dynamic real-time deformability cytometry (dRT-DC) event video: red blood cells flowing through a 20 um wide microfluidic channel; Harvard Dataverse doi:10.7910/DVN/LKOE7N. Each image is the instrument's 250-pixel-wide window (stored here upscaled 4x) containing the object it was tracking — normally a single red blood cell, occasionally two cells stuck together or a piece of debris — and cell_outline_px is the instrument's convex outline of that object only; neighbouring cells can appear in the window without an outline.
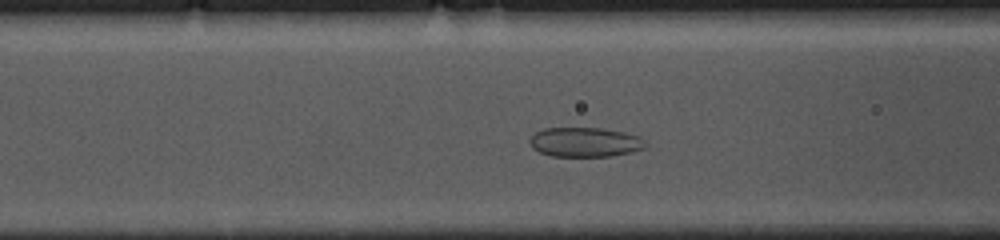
{"species": "common noctule bat (a hibernating species)", "species_latin": "Nyctalus noctula", "temperature_condition": "cold", "stored_images_in_passage": 37, "camera_frame_rate_fps": 3000, "um_per_image_px": 0.085, "animal": {"sex": "female", "body_mass_g": 10.0, "forearm_length_mm": 53.1}, "frame": {"image": 1, "passage_image": 13, "time_ms": 4.0, "image_size_px": [1000, 240], "cell_outline_px": [[648, 148], [632, 152], [612, 156], [552, 156], [540, 152], [532, 148], [528, 140], [536, 132], [544, 128], [600, 128], [624, 132], [640, 136], [648, 144]], "centroid_in_image_um": [49.77, 12.08], "position_along_channel_um": 116.8, "area_um2": 20.11}}
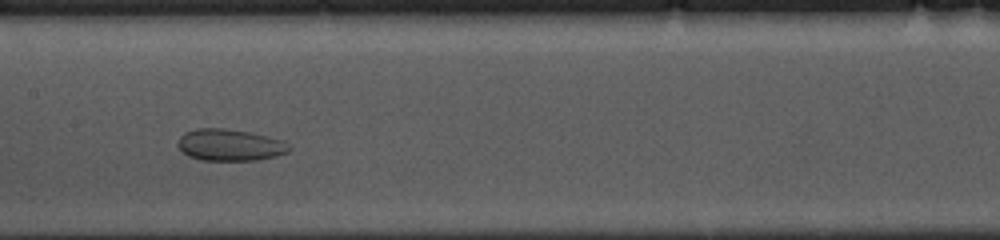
{"frame": {"image": 2, "passage_image": 19, "time_ms": 6.0, "image_size_px": [1000, 240], "cell_outline_px": [[292, 148], [288, 152], [276, 156], [256, 160], [200, 160], [188, 156], [180, 152], [176, 144], [176, 140], [184, 132], [196, 128], [224, 128], [248, 132], [268, 136], [284, 140]], "centroid_in_image_um": [19.49, 12.32], "position_along_channel_um": 187.9, "area_um2": 20.92}}
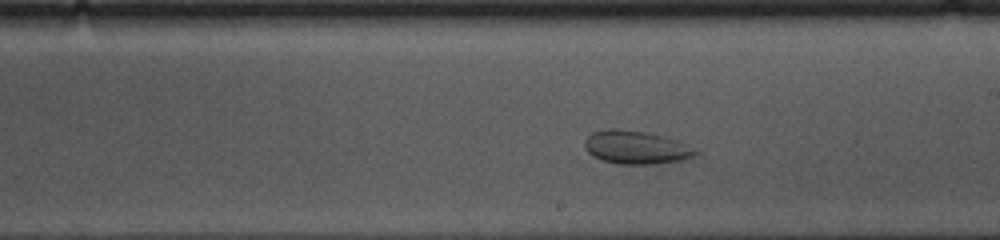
{"frame": {"image": 3, "passage_image": 23, "time_ms": 7.333, "image_size_px": [1000, 240], "cell_outline_px": [[700, 152], [684, 160], [660, 164], [616, 164], [600, 160], [592, 156], [584, 148], [584, 140], [592, 132], [608, 128], [616, 128], [644, 132], [664, 136], [676, 140], [696, 148]], "centroid_in_image_um": [54.05, 12.54], "position_along_channel_um": 234.9, "area_um2": 21.85}}